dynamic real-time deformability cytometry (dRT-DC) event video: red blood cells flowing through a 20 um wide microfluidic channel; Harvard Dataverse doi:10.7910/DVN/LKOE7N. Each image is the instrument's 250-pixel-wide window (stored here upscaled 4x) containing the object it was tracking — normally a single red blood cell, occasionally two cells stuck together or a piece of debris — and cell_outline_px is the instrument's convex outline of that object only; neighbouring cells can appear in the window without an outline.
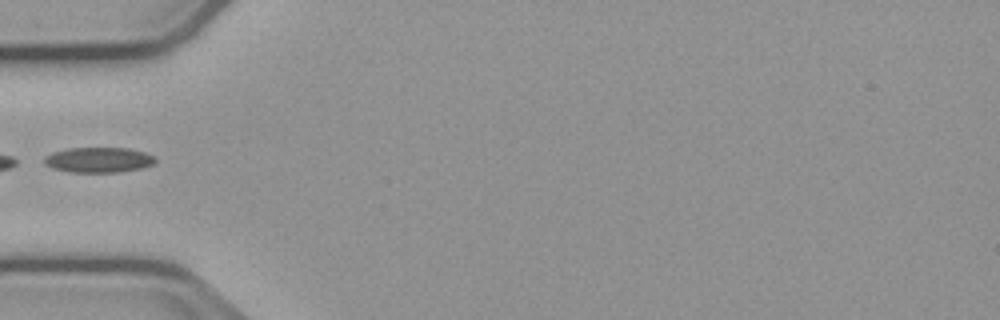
{"species": "common noctule bat (a hibernating species)", "species_latin": "Nyctalus noctula", "temperature_condition": "cold", "stored_images_in_passage": 5, "camera_frame_rate_fps": 3000, "um_per_image_px": 0.085, "animal": {"sex": "male", "body_mass_g": 23.1, "forearm_length_mm": 52.7}, "frame": {"image": 1, "passage_image": 1, "time_ms": 0.0, "image_size_px": [1000, 320], "cell_outline_px": [[156, 160], [152, 164], [140, 168], [116, 172], [68, 172], [52, 168], [44, 164], [44, 156], [52, 152], [68, 148], [128, 148], [144, 152], [152, 156]], "centroid_in_image_um": [8.31, 13.59], "position_along_channel_um": 76.7, "area_um2": 16.24}}